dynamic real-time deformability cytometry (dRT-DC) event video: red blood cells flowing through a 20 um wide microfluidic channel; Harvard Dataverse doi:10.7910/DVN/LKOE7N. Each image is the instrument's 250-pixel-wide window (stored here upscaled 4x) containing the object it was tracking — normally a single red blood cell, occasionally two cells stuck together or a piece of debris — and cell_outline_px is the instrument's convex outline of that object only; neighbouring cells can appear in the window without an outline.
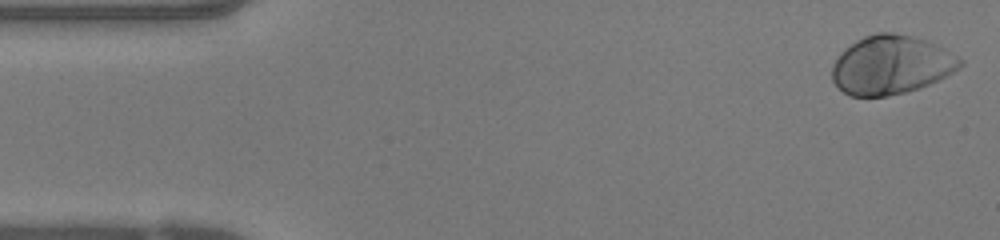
{"species": "human", "species_latin": "Homo sapiens", "temperature_condition": "warm", "stored_images_in_passage": 48, "camera_frame_rate_fps": 3000, "um_per_image_px": 0.085, "donor": {"sex": "female"}, "frame": {"image": 1, "passage_image": 1, "time_ms": 0.0, "image_size_px": [1000, 240], "cell_outline_px": [[964, 64], [960, 68], [920, 88], [888, 96], [848, 96], [832, 80], [832, 64], [840, 52], [844, 48], [856, 40], [864, 36], [876, 32], [892, 32], [912, 36], [928, 40], [964, 60]], "centroid_in_image_um": [75.72, 5.5], "position_along_channel_um": 9.3, "area_um2": 43.87}}
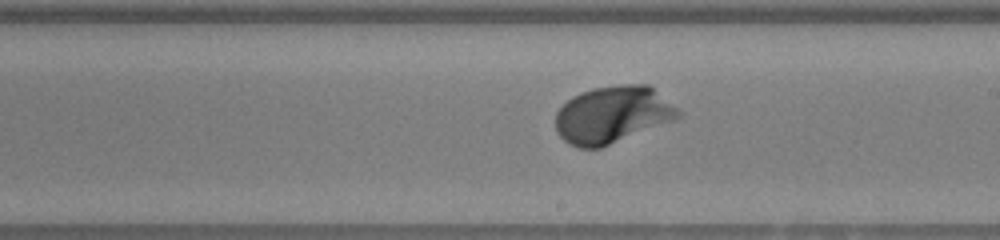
{"frame": {"image": 2, "passage_image": 26, "time_ms": 8.333, "image_size_px": [1000, 240], "cell_outline_px": [[680, 116], [672, 120], [600, 148], [576, 148], [568, 144], [556, 132], [556, 112], [572, 96], [580, 92], [592, 88], [620, 84], [648, 84], [676, 108], [680, 112]], "centroid_in_image_um": [52.0, 9.74], "position_along_channel_um": 237.0, "area_um2": 40.34}}
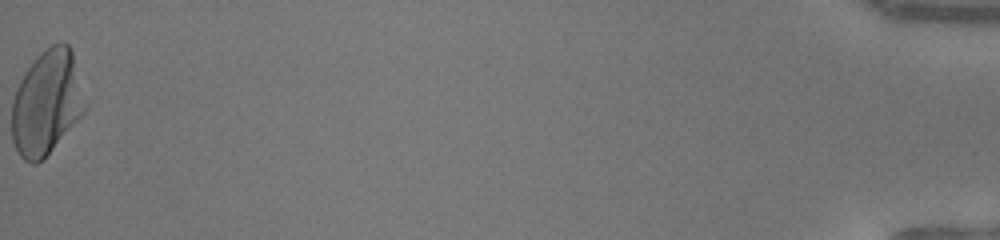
{"frame": {"image": 3, "passage_image": 48, "time_ms": 15.667, "image_size_px": [1000, 240], "cell_outline_px": [[84, 112], [52, 148], [36, 164], [32, 164], [24, 160], [20, 156], [12, 140], [12, 100], [16, 88], [20, 80], [28, 68], [52, 44], [60, 40], [64, 40], [68, 44], [72, 52], [84, 108]], "centroid_in_image_um": [3.91, 8.74], "position_along_channel_um": 431.3, "area_um2": 43.06}, "authors_computed_cell_mechanics": {"area_um2": 39.6219, "velocity_mm_per_s": 4.1551, "shape_relaxation_time_tau1_ms": 1.7262, "shape_relaxation_time_tau2_ms": null, "deformation_change_tau1": 0.1511, "deformation_change_tau2": null}}